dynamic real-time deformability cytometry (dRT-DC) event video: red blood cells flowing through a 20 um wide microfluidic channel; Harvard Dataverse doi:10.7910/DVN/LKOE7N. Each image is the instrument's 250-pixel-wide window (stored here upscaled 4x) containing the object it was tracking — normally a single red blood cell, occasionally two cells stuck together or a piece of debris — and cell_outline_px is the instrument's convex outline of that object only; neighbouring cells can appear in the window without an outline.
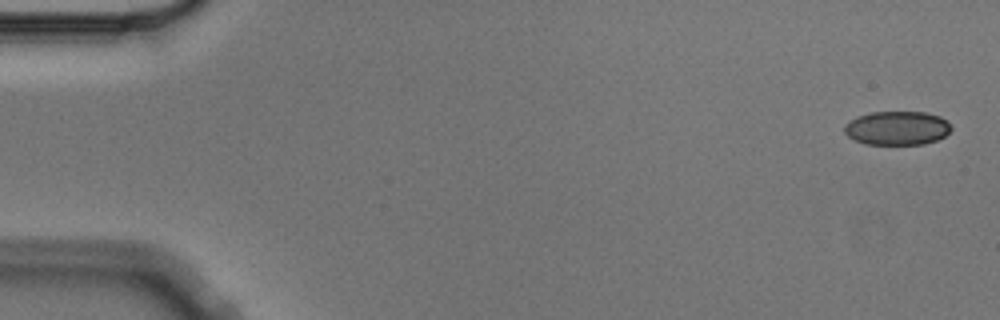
{"species": "Egyptian fruit bat (a non-hibernating species)", "species_latin": "Rousettus aegyptiacus", "temperature_condition": "cold", "stored_images_in_passage": 5, "camera_frame_rate_fps": 3000, "um_per_image_px": 0.085, "animal": {"sex": "male"}, "frame": {"image": 1, "passage_image": 1, "time_ms": 0.0, "image_size_px": [1000, 320], "cell_outline_px": [[952, 128], [944, 136], [936, 140], [924, 144], [864, 144], [848, 136], [844, 132], [844, 124], [856, 116], [872, 112], [924, 112], [940, 116], [948, 120]], "centroid_in_image_um": [76.25, 10.88], "position_along_channel_um": 8.8, "area_um2": 21.15}}